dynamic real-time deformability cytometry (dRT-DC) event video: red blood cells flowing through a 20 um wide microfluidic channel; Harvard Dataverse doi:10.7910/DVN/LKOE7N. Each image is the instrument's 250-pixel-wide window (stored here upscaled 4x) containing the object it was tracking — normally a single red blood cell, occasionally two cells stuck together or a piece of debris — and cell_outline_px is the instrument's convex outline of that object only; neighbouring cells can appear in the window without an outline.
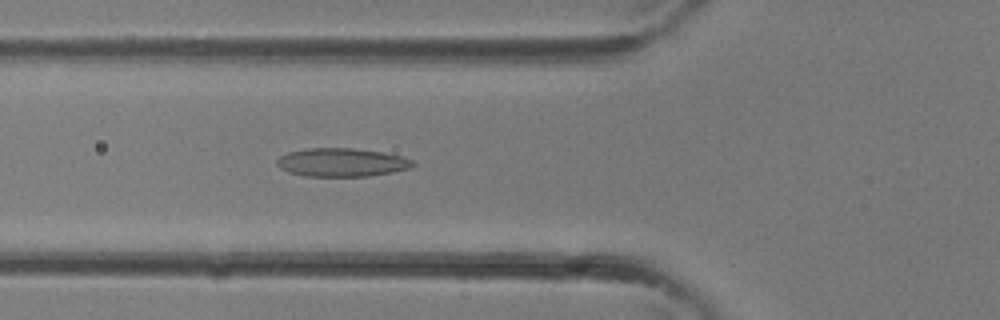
{"species": "common noctule bat (a hibernating species)", "species_latin": "Nyctalus noctula", "temperature_condition": "room temperature", "stored_images_in_passage": 33, "camera_frame_rate_fps": 3000, "um_per_image_px": 0.085, "animal": {"sex": "female"}, "frame": {"image": 1, "passage_image": 12, "time_ms": 3.667, "image_size_px": [1000, 320], "cell_outline_px": [[416, 164], [408, 168], [392, 172], [368, 176], [304, 176], [288, 172], [280, 168], [276, 164], [276, 160], [280, 156], [288, 152], [308, 148], [352, 148], [380, 152], [400, 156], [412, 160]], "centroid_in_image_um": [29.0, 13.8], "position_along_channel_um": 96.8, "area_um2": 22.37}}
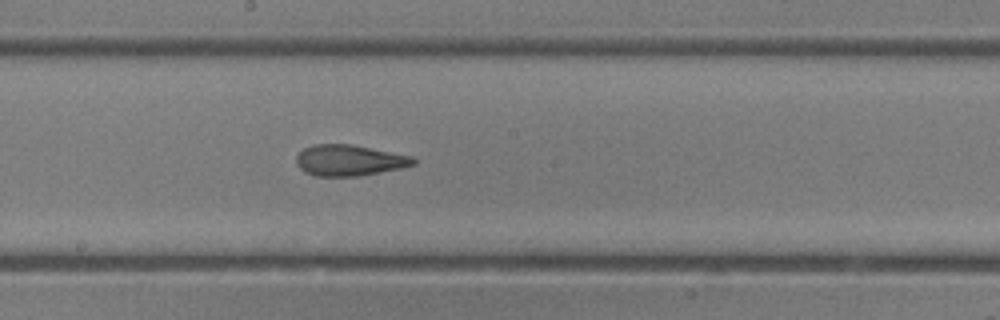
{"frame": {"image": 2, "passage_image": 18, "time_ms": 5.667, "image_size_px": [1000, 320], "cell_outline_px": [[416, 164], [404, 168], [360, 176], [316, 176], [304, 172], [296, 164], [296, 156], [304, 148], [316, 144], [352, 144], [412, 156], [416, 160]], "centroid_in_image_um": [29.71, 13.63], "position_along_channel_um": 218.5, "area_um2": 21.33}}
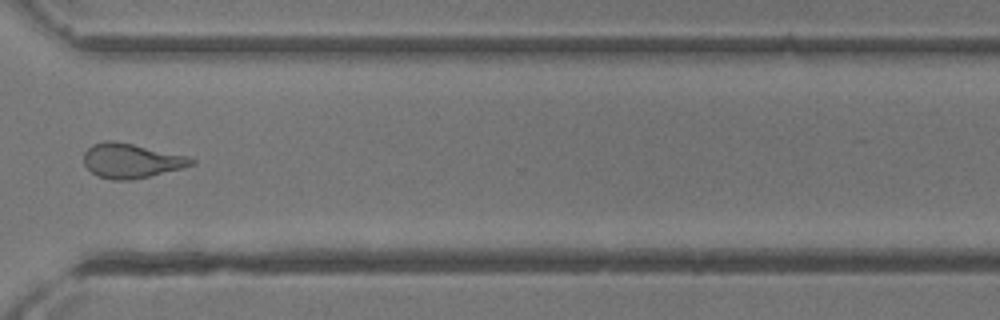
{"frame": {"image": 3, "passage_image": 25, "time_ms": 8.0, "image_size_px": [1000, 320], "cell_outline_px": [[196, 164], [184, 168], [132, 180], [112, 180], [96, 176], [84, 164], [84, 152], [92, 144], [104, 140], [112, 140], [132, 144], [188, 156], [196, 160]], "centroid_in_image_um": [11.16, 13.67], "position_along_channel_um": 359.4, "area_um2": 21.79}}